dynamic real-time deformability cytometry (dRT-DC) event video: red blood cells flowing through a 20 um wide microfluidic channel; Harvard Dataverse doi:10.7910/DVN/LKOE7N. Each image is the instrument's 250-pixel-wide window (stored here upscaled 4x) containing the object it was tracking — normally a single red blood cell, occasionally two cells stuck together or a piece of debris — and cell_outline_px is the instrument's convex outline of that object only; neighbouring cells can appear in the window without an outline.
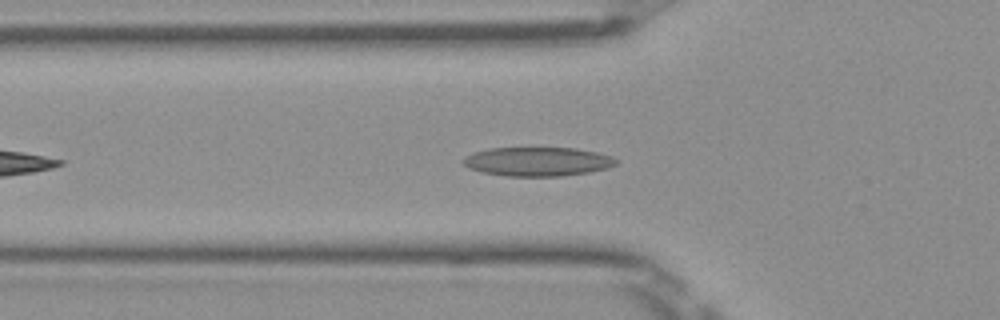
{"species": "Egyptian fruit bat (a non-hibernating species)", "species_latin": "Rousettus aegyptiacus", "temperature_condition": "room temperature", "stored_images_in_passage": 28, "camera_frame_rate_fps": 3000, "um_per_image_px": 0.085, "frame": {"image": 1, "passage_image": 7, "time_ms": 2.0, "image_size_px": [1000, 320], "cell_outline_px": [[620, 160], [616, 164], [604, 168], [588, 172], [560, 176], [508, 176], [480, 172], [468, 168], [464, 164], [464, 156], [472, 152], [488, 148], [576, 148], [596, 152], [612, 156]], "centroid_in_image_um": [45.66, 13.73], "position_along_channel_um": 80.1, "area_um2": 25.84}}
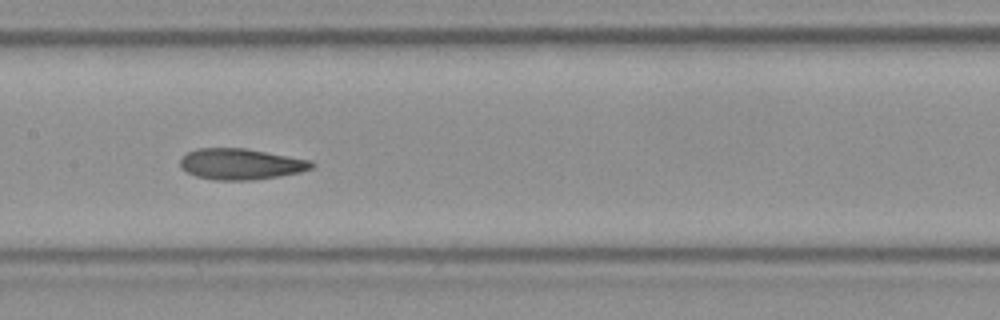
{"frame": {"image": 2, "passage_image": 15, "time_ms": 4.667, "image_size_px": [1000, 320], "cell_outline_px": [[316, 164], [312, 168], [300, 172], [280, 176], [252, 180], [216, 180], [196, 176], [180, 168], [180, 156], [196, 148], [244, 148], [312, 160]], "centroid_in_image_um": [20.46, 13.94], "position_along_channel_um": 186.9, "area_um2": 23.87}}
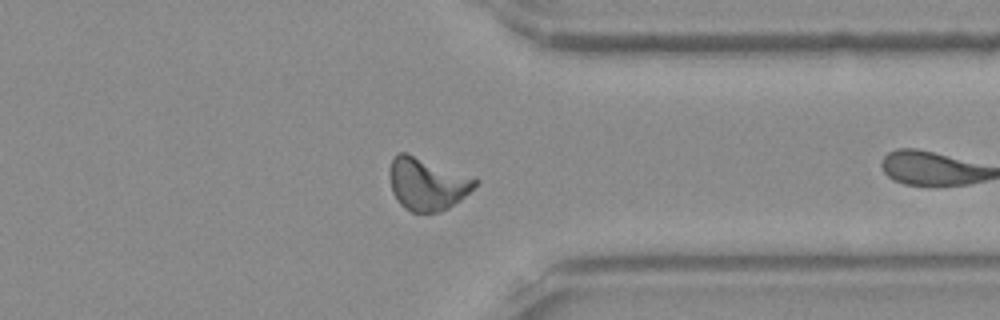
{"frame": {"image": 3, "passage_image": 26, "time_ms": 8.333, "image_size_px": [1000, 320], "cell_outline_px": [[480, 180], [460, 200], [448, 208], [436, 212], [412, 212], [404, 208], [396, 200], [392, 192], [388, 176], [388, 172], [392, 156], [396, 152], [408, 152]], "centroid_in_image_um": [36.23, 15.6], "position_along_channel_um": 375.2, "area_um2": 26.3}}